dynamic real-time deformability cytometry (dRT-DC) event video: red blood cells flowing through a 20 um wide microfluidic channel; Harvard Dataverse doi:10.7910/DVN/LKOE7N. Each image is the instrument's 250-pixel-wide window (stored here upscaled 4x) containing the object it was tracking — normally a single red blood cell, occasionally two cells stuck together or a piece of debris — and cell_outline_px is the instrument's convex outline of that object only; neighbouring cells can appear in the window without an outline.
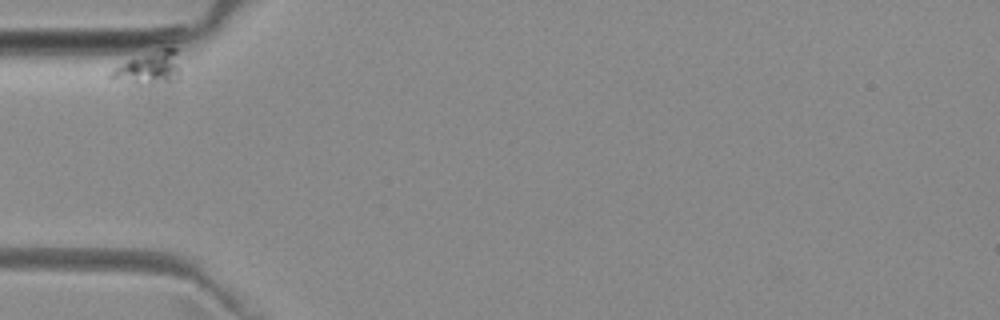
{"species": "common noctule bat (a hibernating species)", "species_latin": "Nyctalus noctula", "temperature_condition": "room temperature", "stored_images_in_passage": 2, "camera_frame_rate_fps": 3000, "um_per_image_px": 0.085, "animal": {"sex": "female", "body_mass_g": 29.2, "forearm_length_mm": 56.3}, "frame": {"image": 1, "passage_image": 1, "time_ms": 0.0, "image_size_px": [1000, 320], "cell_outline_px": [[180, 76], [176, 80], [108, 80], [108, 76], [120, 64], [128, 60], [164, 48], [176, 48], [180, 68]], "centroid_in_image_um": [12.73, 5.7], "position_along_channel_um": 72.3, "area_um2": 12.02}}
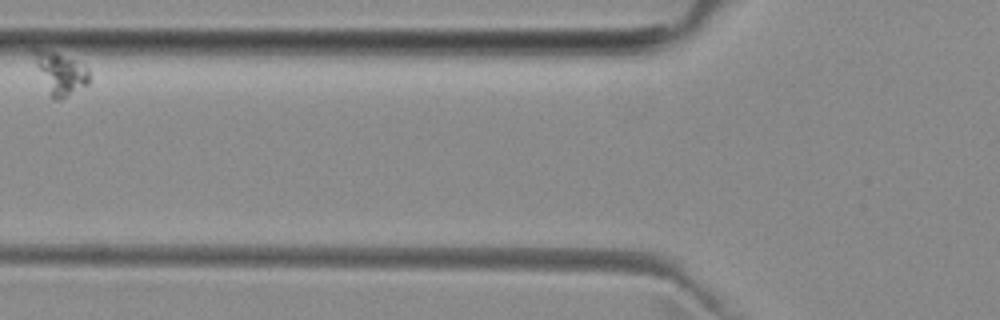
{"frame": {"image": 2, "passage_image": 2, "time_ms": 2.0, "image_size_px": [1000, 320], "cell_outline_px": [[88, 84], [56, 100], [52, 100], [48, 96], [36, 64], [32, 52], [32, 48], [40, 48], [56, 52], [88, 68]], "centroid_in_image_um": [5.06, 6.22], "position_along_channel_um": 120.7, "area_um2": 13.18}}